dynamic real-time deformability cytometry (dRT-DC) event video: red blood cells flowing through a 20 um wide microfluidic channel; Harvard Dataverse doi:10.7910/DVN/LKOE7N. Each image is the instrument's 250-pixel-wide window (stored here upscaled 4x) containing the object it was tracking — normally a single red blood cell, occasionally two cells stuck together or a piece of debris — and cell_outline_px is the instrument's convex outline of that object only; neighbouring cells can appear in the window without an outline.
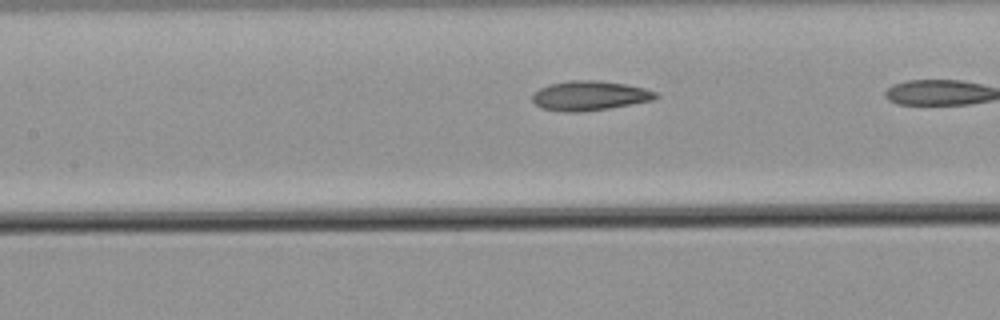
{"species": "common noctule bat (a hibernating species)", "species_latin": "Nyctalus noctula", "temperature_condition": "warm", "stored_images_in_passage": 18, "camera_frame_rate_fps": 3000, "um_per_image_px": 0.085, "animal": {"sex": "male", "body_mass_g": 21.5, "forearm_length_mm": 52.0}, "frame": {"image": 1, "passage_image": 16, "time_ms": 5.0, "image_size_px": [1000, 320], "cell_outline_px": [[660, 96], [652, 100], [608, 108], [580, 112], [564, 112], [540, 108], [532, 100], [532, 92], [548, 84], [568, 80], [600, 80], [624, 84], [644, 88], [656, 92]], "centroid_in_image_um": [50.07, 8.12], "position_along_channel_um": 157.3, "area_um2": 21.33}}